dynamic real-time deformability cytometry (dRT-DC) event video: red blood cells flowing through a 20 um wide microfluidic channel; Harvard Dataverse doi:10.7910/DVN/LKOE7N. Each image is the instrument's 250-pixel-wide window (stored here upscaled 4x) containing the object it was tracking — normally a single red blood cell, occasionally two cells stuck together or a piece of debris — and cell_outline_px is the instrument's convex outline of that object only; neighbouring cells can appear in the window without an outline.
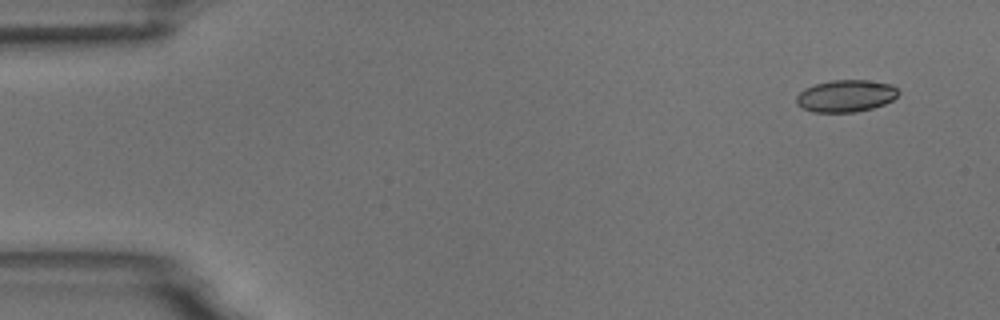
{"species": "common noctule bat (a hibernating species)", "species_latin": "Nyctalus noctula", "temperature_condition": "room temperature", "stored_images_in_passage": 6, "camera_frame_rate_fps": 3000, "um_per_image_px": 0.085, "animal": {"sex": "male", "body_mass_g": 18.8}, "frame": {"image": 1, "passage_image": 1, "time_ms": 0.0, "image_size_px": [1000, 320], "cell_outline_px": [[900, 92], [892, 100], [884, 104], [872, 108], [856, 112], [812, 112], [796, 104], [796, 96], [804, 88], [816, 84], [832, 80], [868, 80], [892, 84]], "centroid_in_image_um": [71.89, 8.15], "position_along_channel_um": 13.1, "area_um2": 19.07}}
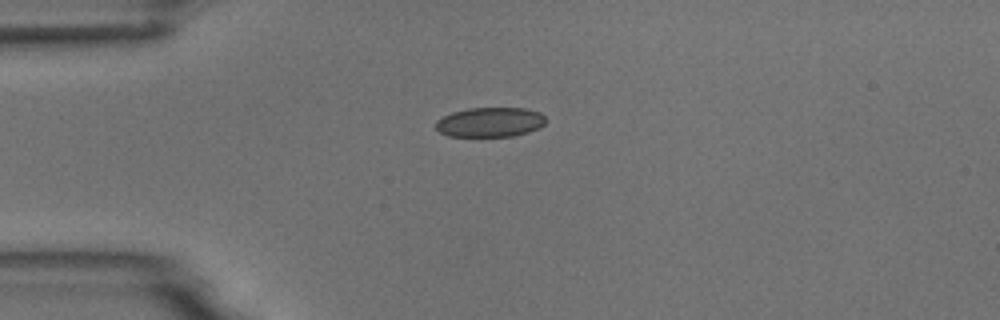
{"frame": {"image": 2, "passage_image": 4, "time_ms": 3.333, "image_size_px": [1000, 320], "cell_outline_px": [[544, 124], [540, 128], [528, 132], [512, 136], [448, 136], [440, 132], [436, 128], [436, 120], [452, 112], [468, 108], [524, 108], [540, 112], [544, 116]], "centroid_in_image_um": [41.65, 10.38], "position_along_channel_um": 43.3, "area_um2": 18.96}}